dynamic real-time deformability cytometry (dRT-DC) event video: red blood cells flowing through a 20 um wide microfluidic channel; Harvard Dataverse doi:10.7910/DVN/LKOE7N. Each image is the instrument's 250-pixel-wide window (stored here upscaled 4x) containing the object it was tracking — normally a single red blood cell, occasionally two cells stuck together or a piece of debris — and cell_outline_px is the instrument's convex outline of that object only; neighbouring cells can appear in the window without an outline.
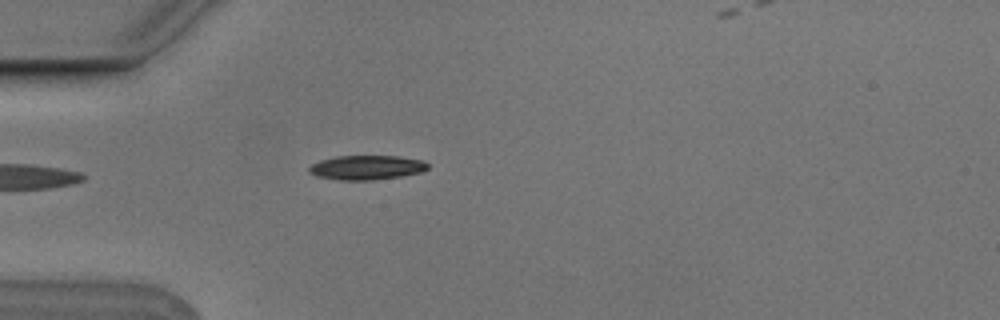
{"species": "Egyptian fruit bat (a non-hibernating species)", "species_latin": "Rousettus aegyptiacus", "temperature_condition": "cold", "stored_images_in_passage": 5, "camera_frame_rate_fps": 3000, "um_per_image_px": 0.085, "animal": {"sex": "male"}, "frame": {"image": 1, "passage_image": 4, "time_ms": 1.0, "image_size_px": [1000, 320], "cell_outline_px": [[428, 168], [424, 172], [400, 176], [372, 180], [340, 180], [316, 176], [308, 172], [308, 168], [312, 164], [320, 160], [336, 156], [400, 156], [424, 160], [428, 164]], "centroid_in_image_um": [31.18, 14.23], "position_along_channel_um": 53.8, "area_um2": 16.99}}